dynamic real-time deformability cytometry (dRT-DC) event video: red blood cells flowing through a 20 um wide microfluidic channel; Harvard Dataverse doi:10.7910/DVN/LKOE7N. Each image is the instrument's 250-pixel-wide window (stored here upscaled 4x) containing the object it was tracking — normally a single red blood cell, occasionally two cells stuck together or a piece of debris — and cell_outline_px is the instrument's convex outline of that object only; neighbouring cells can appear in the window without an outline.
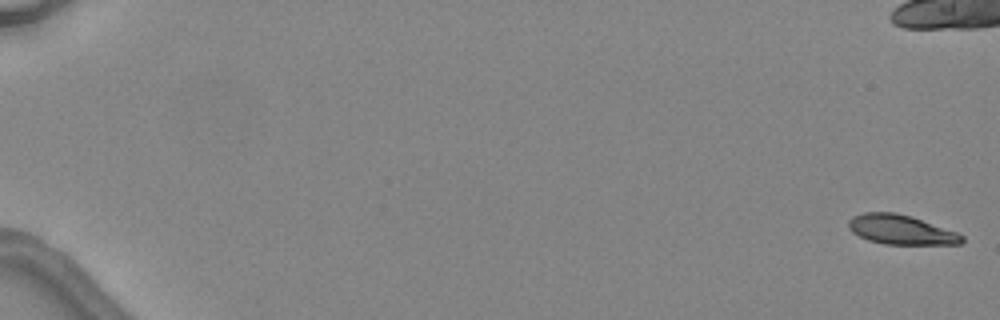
{"species": "common noctule bat (a hibernating species)", "species_latin": "Nyctalus noctula", "temperature_condition": "warm", "stored_images_in_passage": 7, "camera_frame_rate_fps": 3000, "um_per_image_px": 0.085, "animal": {"sex": "female", "body_mass_g": 24.6, "forearm_length_mm": 56.2}, "frame": {"image": 1, "passage_image": 1, "time_ms": 0.0, "image_size_px": [1000, 320], "cell_outline_px": [[964, 240], [960, 244], [884, 244], [868, 240], [852, 232], [848, 228], [848, 220], [852, 216], [864, 212], [896, 212], [912, 216], [956, 232], [964, 236]], "centroid_in_image_um": [76.55, 19.51], "position_along_channel_um": 8.4, "area_um2": 19.54}}